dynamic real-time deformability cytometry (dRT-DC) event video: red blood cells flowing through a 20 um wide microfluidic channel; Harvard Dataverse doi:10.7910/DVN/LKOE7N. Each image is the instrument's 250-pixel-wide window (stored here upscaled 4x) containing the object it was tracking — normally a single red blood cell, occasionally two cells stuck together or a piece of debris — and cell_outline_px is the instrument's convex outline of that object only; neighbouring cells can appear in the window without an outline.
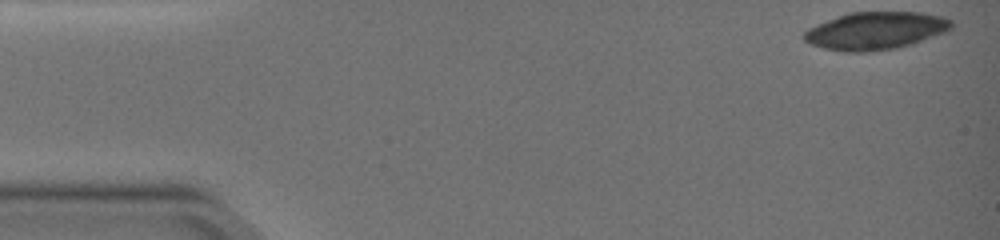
{"species": "common noctule bat (a hibernating species)", "species_latin": "Nyctalus noctula", "temperature_condition": "warm", "stored_images_in_passage": 6, "camera_frame_rate_fps": 3000, "um_per_image_px": 0.085, "animal": {"sex": "female", "body_mass_g": 19.0, "forearm_length_mm": 51.5}, "frame": {"image": 1, "passage_image": 1, "time_ms": 0.0, "image_size_px": [1000, 240], "cell_outline_px": [[952, 28], [944, 32], [912, 44], [896, 48], [868, 52], [844, 52], [824, 48], [812, 44], [804, 40], [804, 32], [808, 28], [816, 24], [848, 12], [920, 12], [940, 16], [952, 20]], "centroid_in_image_um": [74.41, 2.61], "position_along_channel_um": 10.6, "area_um2": 32.25}}
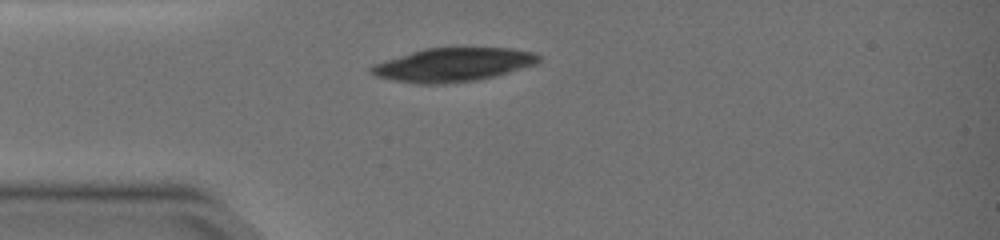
{"frame": {"image": 2, "passage_image": 5, "time_ms": 4.0, "image_size_px": [1000, 240], "cell_outline_px": [[540, 60], [536, 64], [496, 76], [480, 80], [444, 84], [416, 84], [376, 76], [368, 72], [368, 68], [372, 64], [384, 60], [424, 48], [512, 48], [532, 52], [540, 56]], "centroid_in_image_um": [38.49, 5.51], "position_along_channel_um": 46.5, "area_um2": 33.0}}